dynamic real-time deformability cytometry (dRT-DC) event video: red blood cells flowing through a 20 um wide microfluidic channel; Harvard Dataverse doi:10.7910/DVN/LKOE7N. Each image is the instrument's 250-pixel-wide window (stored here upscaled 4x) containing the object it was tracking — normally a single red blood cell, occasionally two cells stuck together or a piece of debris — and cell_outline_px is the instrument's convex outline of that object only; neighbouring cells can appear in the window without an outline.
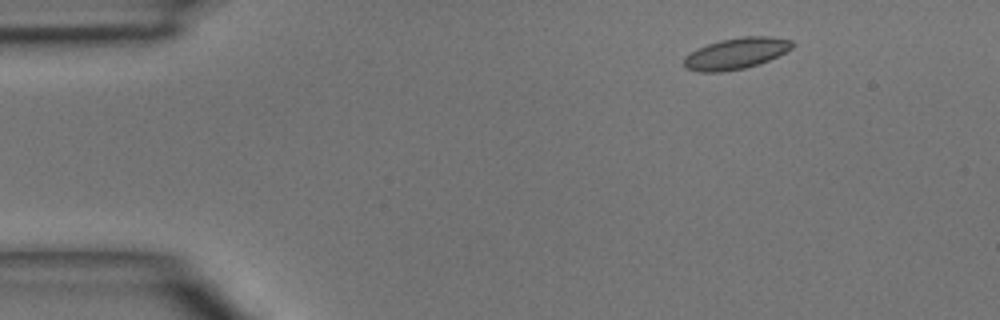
{"species": "common noctule bat (a hibernating species)", "species_latin": "Nyctalus noctula", "temperature_condition": "room temperature", "stored_images_in_passage": 3, "camera_frame_rate_fps": 3000, "um_per_image_px": 0.085, "animal": {"sex": "male", "body_mass_g": 15.6}, "frame": {"image": 1, "passage_image": 1, "time_ms": 0.0, "image_size_px": [1000, 320], "cell_outline_px": [[796, 44], [792, 48], [768, 60], [744, 68], [720, 72], [700, 72], [684, 68], [684, 56], [696, 48], [720, 40], [744, 36], [768, 36], [792, 40]], "centroid_in_image_um": [62.53, 4.54], "position_along_channel_um": 22.5, "area_um2": 19.65}}
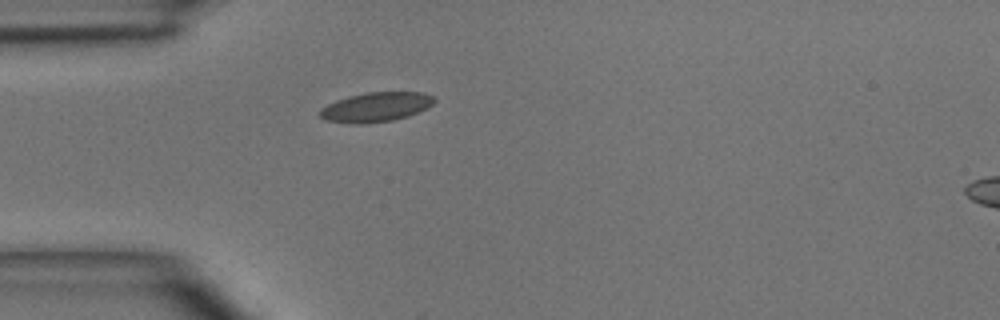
{"frame": {"image": 2, "passage_image": 3, "time_ms": 2.333, "image_size_px": [1000, 320], "cell_outline_px": [[436, 100], [428, 108], [408, 116], [392, 120], [360, 124], [352, 124], [324, 120], [316, 112], [320, 108], [336, 100], [348, 96], [368, 92], [424, 92], [436, 96]], "centroid_in_image_um": [31.94, 9.09], "position_along_channel_um": 53.1, "area_um2": 19.94}}